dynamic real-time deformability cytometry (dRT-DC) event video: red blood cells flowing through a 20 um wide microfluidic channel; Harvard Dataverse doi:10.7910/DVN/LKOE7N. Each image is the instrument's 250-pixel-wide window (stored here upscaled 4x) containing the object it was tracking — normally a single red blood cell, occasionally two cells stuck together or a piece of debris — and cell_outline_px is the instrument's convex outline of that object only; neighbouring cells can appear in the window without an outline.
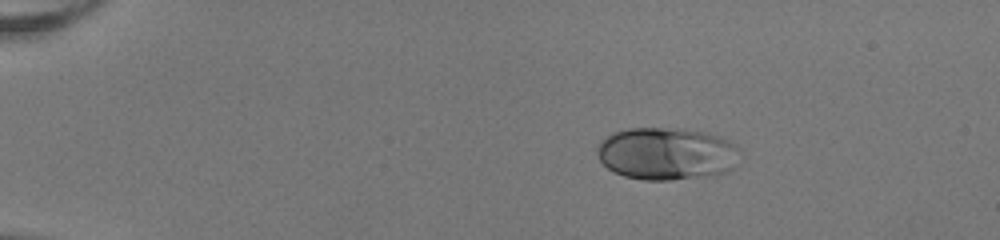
{"species": "human", "species_latin": "Homo sapiens", "temperature_condition": "room temperature", "stored_images_in_passage": 43, "camera_frame_rate_fps": 3000, "um_per_image_px": 0.085, "donor": {"sex": "female"}, "frame": {"image": 1, "passage_image": 1, "time_ms": 0.0, "image_size_px": [1000, 240], "cell_outline_px": [[740, 148], [732, 168], [724, 172], [708, 176], [672, 180], [644, 180], [624, 176], [608, 168], [600, 160], [596, 152], [596, 144], [600, 140], [612, 132], [628, 128], [680, 128], [708, 132], [720, 136], [728, 140]], "centroid_in_image_um": [56.63, 13.04], "position_along_channel_um": 28.4, "area_um2": 43.99}}
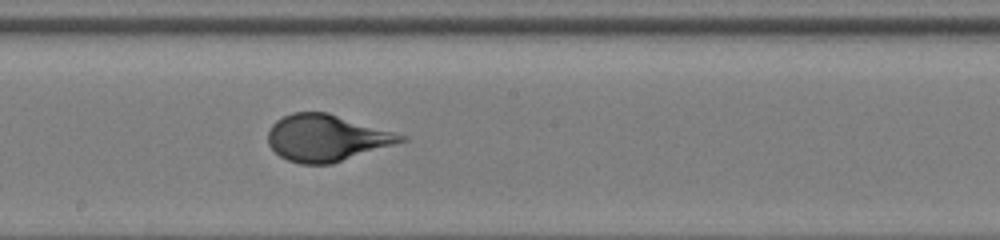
{"frame": {"image": 2, "passage_image": 22, "time_ms": 7.0, "image_size_px": [1000, 240], "cell_outline_px": [[408, 140], [332, 164], [300, 164], [288, 160], [280, 156], [268, 144], [268, 132], [272, 124], [276, 120], [292, 112], [328, 112], [408, 136]], "centroid_in_image_um": [27.76, 11.72], "position_along_channel_um": 220.4, "area_um2": 36.13}}
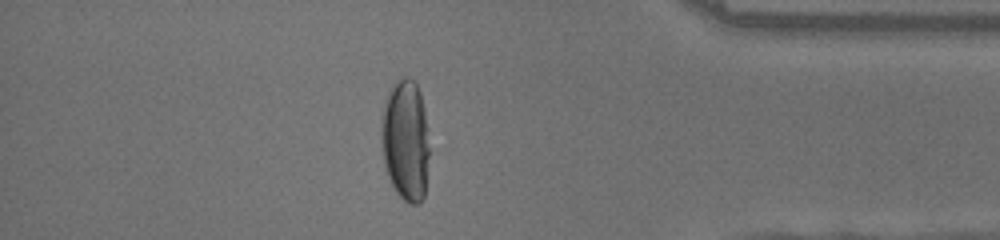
{"frame": {"image": 3, "passage_image": 37, "time_ms": 12.0, "image_size_px": [1000, 240], "cell_outline_px": [[428, 156], [424, 196], [420, 204], [408, 204], [396, 192], [388, 176], [384, 164], [380, 140], [380, 128], [384, 100], [388, 88], [392, 84], [404, 76], [408, 76], [416, 84], [420, 92], [424, 112], [428, 148]], "centroid_in_image_um": [34.42, 11.91], "position_along_channel_um": 400.8, "area_um2": 34.16}, "authors_computed_cell_mechanics": {"area_um2": 36.8186, "velocity_mm_per_s": 4.0475, "shape_relaxation_time_tau1_ms": 5.0133, "shape_relaxation_time_tau2_ms": null, "deformation_change_tau1": 0.2345, "deformation_change_tau2": null}}